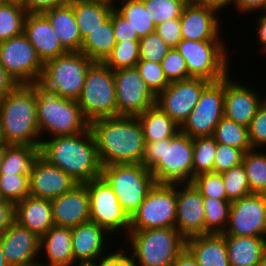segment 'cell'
I'll list each match as a JSON object with an SVG mask.
<instances>
[{
    "instance_id": "1",
    "label": "cell",
    "mask_w": 266,
    "mask_h": 266,
    "mask_svg": "<svg viewBox=\"0 0 266 266\" xmlns=\"http://www.w3.org/2000/svg\"><path fill=\"white\" fill-rule=\"evenodd\" d=\"M89 128L102 166L142 162L146 143L137 117H104L91 121Z\"/></svg>"
},
{
    "instance_id": "2",
    "label": "cell",
    "mask_w": 266,
    "mask_h": 266,
    "mask_svg": "<svg viewBox=\"0 0 266 266\" xmlns=\"http://www.w3.org/2000/svg\"><path fill=\"white\" fill-rule=\"evenodd\" d=\"M39 155L79 184L98 178L102 173L103 166L90 128L76 135L47 137L41 141Z\"/></svg>"
},
{
    "instance_id": "3",
    "label": "cell",
    "mask_w": 266,
    "mask_h": 266,
    "mask_svg": "<svg viewBox=\"0 0 266 266\" xmlns=\"http://www.w3.org/2000/svg\"><path fill=\"white\" fill-rule=\"evenodd\" d=\"M142 164L156 184L191 183L193 179V138L181 130L172 138L145 142Z\"/></svg>"
},
{
    "instance_id": "4",
    "label": "cell",
    "mask_w": 266,
    "mask_h": 266,
    "mask_svg": "<svg viewBox=\"0 0 266 266\" xmlns=\"http://www.w3.org/2000/svg\"><path fill=\"white\" fill-rule=\"evenodd\" d=\"M0 121L7 144L40 146L36 91L30 84H19L0 100Z\"/></svg>"
},
{
    "instance_id": "5",
    "label": "cell",
    "mask_w": 266,
    "mask_h": 266,
    "mask_svg": "<svg viewBox=\"0 0 266 266\" xmlns=\"http://www.w3.org/2000/svg\"><path fill=\"white\" fill-rule=\"evenodd\" d=\"M36 91L37 120L41 141L50 137L76 135L89 128L76 100L60 97L40 80L30 84ZM47 131V133H45Z\"/></svg>"
},
{
    "instance_id": "6",
    "label": "cell",
    "mask_w": 266,
    "mask_h": 266,
    "mask_svg": "<svg viewBox=\"0 0 266 266\" xmlns=\"http://www.w3.org/2000/svg\"><path fill=\"white\" fill-rule=\"evenodd\" d=\"M128 239V240H127ZM130 255L135 266H172L186 248V238L175 228H154L129 232Z\"/></svg>"
},
{
    "instance_id": "7",
    "label": "cell",
    "mask_w": 266,
    "mask_h": 266,
    "mask_svg": "<svg viewBox=\"0 0 266 266\" xmlns=\"http://www.w3.org/2000/svg\"><path fill=\"white\" fill-rule=\"evenodd\" d=\"M101 176L112 187L129 218L156 184L152 173L142 163L103 166Z\"/></svg>"
},
{
    "instance_id": "8",
    "label": "cell",
    "mask_w": 266,
    "mask_h": 266,
    "mask_svg": "<svg viewBox=\"0 0 266 266\" xmlns=\"http://www.w3.org/2000/svg\"><path fill=\"white\" fill-rule=\"evenodd\" d=\"M77 102L89 123L96 119L117 116L113 70L103 62H93L88 68Z\"/></svg>"
},
{
    "instance_id": "9",
    "label": "cell",
    "mask_w": 266,
    "mask_h": 266,
    "mask_svg": "<svg viewBox=\"0 0 266 266\" xmlns=\"http://www.w3.org/2000/svg\"><path fill=\"white\" fill-rule=\"evenodd\" d=\"M226 47L223 40L182 39L175 48L185 59L190 77L216 82L231 72Z\"/></svg>"
},
{
    "instance_id": "10",
    "label": "cell",
    "mask_w": 266,
    "mask_h": 266,
    "mask_svg": "<svg viewBox=\"0 0 266 266\" xmlns=\"http://www.w3.org/2000/svg\"><path fill=\"white\" fill-rule=\"evenodd\" d=\"M92 63L81 51H68L44 63L40 81L60 97L77 101Z\"/></svg>"
},
{
    "instance_id": "11",
    "label": "cell",
    "mask_w": 266,
    "mask_h": 266,
    "mask_svg": "<svg viewBox=\"0 0 266 266\" xmlns=\"http://www.w3.org/2000/svg\"><path fill=\"white\" fill-rule=\"evenodd\" d=\"M176 184H155L130 218L129 232L154 228H175Z\"/></svg>"
},
{
    "instance_id": "12",
    "label": "cell",
    "mask_w": 266,
    "mask_h": 266,
    "mask_svg": "<svg viewBox=\"0 0 266 266\" xmlns=\"http://www.w3.org/2000/svg\"><path fill=\"white\" fill-rule=\"evenodd\" d=\"M86 187L90 201V221L101 226L108 234L110 233L111 237L114 233L117 236L118 232L124 231L126 238L129 233L130 218L118 202L112 187L102 176L87 182Z\"/></svg>"
},
{
    "instance_id": "13",
    "label": "cell",
    "mask_w": 266,
    "mask_h": 266,
    "mask_svg": "<svg viewBox=\"0 0 266 266\" xmlns=\"http://www.w3.org/2000/svg\"><path fill=\"white\" fill-rule=\"evenodd\" d=\"M0 64L18 84L40 80L44 68V63L24 33L0 42Z\"/></svg>"
},
{
    "instance_id": "14",
    "label": "cell",
    "mask_w": 266,
    "mask_h": 266,
    "mask_svg": "<svg viewBox=\"0 0 266 266\" xmlns=\"http://www.w3.org/2000/svg\"><path fill=\"white\" fill-rule=\"evenodd\" d=\"M224 116V78L211 82L180 130L191 138L212 136Z\"/></svg>"
},
{
    "instance_id": "15",
    "label": "cell",
    "mask_w": 266,
    "mask_h": 266,
    "mask_svg": "<svg viewBox=\"0 0 266 266\" xmlns=\"http://www.w3.org/2000/svg\"><path fill=\"white\" fill-rule=\"evenodd\" d=\"M116 86L117 116L137 117L156 103L136 67L113 71Z\"/></svg>"
},
{
    "instance_id": "16",
    "label": "cell",
    "mask_w": 266,
    "mask_h": 266,
    "mask_svg": "<svg viewBox=\"0 0 266 266\" xmlns=\"http://www.w3.org/2000/svg\"><path fill=\"white\" fill-rule=\"evenodd\" d=\"M223 235L266 238V194L252 193L231 202Z\"/></svg>"
},
{
    "instance_id": "17",
    "label": "cell",
    "mask_w": 266,
    "mask_h": 266,
    "mask_svg": "<svg viewBox=\"0 0 266 266\" xmlns=\"http://www.w3.org/2000/svg\"><path fill=\"white\" fill-rule=\"evenodd\" d=\"M210 83L205 79L192 77L170 82L156 96L155 105L181 127L199 101L202 91Z\"/></svg>"
},
{
    "instance_id": "18",
    "label": "cell",
    "mask_w": 266,
    "mask_h": 266,
    "mask_svg": "<svg viewBox=\"0 0 266 266\" xmlns=\"http://www.w3.org/2000/svg\"><path fill=\"white\" fill-rule=\"evenodd\" d=\"M234 80L230 73L224 77V116L248 127L266 98H260L257 89Z\"/></svg>"
},
{
    "instance_id": "19",
    "label": "cell",
    "mask_w": 266,
    "mask_h": 266,
    "mask_svg": "<svg viewBox=\"0 0 266 266\" xmlns=\"http://www.w3.org/2000/svg\"><path fill=\"white\" fill-rule=\"evenodd\" d=\"M29 182L30 196L50 200L67 193L79 184L65 171L48 163L40 155L32 165Z\"/></svg>"
},
{
    "instance_id": "20",
    "label": "cell",
    "mask_w": 266,
    "mask_h": 266,
    "mask_svg": "<svg viewBox=\"0 0 266 266\" xmlns=\"http://www.w3.org/2000/svg\"><path fill=\"white\" fill-rule=\"evenodd\" d=\"M176 191L177 217L175 229L186 239L191 236L205 234V211L201 193L192 183L176 184Z\"/></svg>"
},
{
    "instance_id": "21",
    "label": "cell",
    "mask_w": 266,
    "mask_h": 266,
    "mask_svg": "<svg viewBox=\"0 0 266 266\" xmlns=\"http://www.w3.org/2000/svg\"><path fill=\"white\" fill-rule=\"evenodd\" d=\"M41 238L14 221L0 236V246L9 266H22L38 261Z\"/></svg>"
},
{
    "instance_id": "22",
    "label": "cell",
    "mask_w": 266,
    "mask_h": 266,
    "mask_svg": "<svg viewBox=\"0 0 266 266\" xmlns=\"http://www.w3.org/2000/svg\"><path fill=\"white\" fill-rule=\"evenodd\" d=\"M52 218L55 226L73 228L90 221V201L85 184L51 199Z\"/></svg>"
},
{
    "instance_id": "23",
    "label": "cell",
    "mask_w": 266,
    "mask_h": 266,
    "mask_svg": "<svg viewBox=\"0 0 266 266\" xmlns=\"http://www.w3.org/2000/svg\"><path fill=\"white\" fill-rule=\"evenodd\" d=\"M215 10L192 4L190 1L184 6L180 27L182 39L192 41L222 40L220 37V17Z\"/></svg>"
},
{
    "instance_id": "24",
    "label": "cell",
    "mask_w": 266,
    "mask_h": 266,
    "mask_svg": "<svg viewBox=\"0 0 266 266\" xmlns=\"http://www.w3.org/2000/svg\"><path fill=\"white\" fill-rule=\"evenodd\" d=\"M24 34L43 63L68 52L58 40L51 23L43 13L27 14Z\"/></svg>"
},
{
    "instance_id": "25",
    "label": "cell",
    "mask_w": 266,
    "mask_h": 266,
    "mask_svg": "<svg viewBox=\"0 0 266 266\" xmlns=\"http://www.w3.org/2000/svg\"><path fill=\"white\" fill-rule=\"evenodd\" d=\"M71 235L74 263L95 262L107 254L104 253L108 251L106 243L110 244L107 240L111 241V237L95 222L88 221L71 228Z\"/></svg>"
},
{
    "instance_id": "26",
    "label": "cell",
    "mask_w": 266,
    "mask_h": 266,
    "mask_svg": "<svg viewBox=\"0 0 266 266\" xmlns=\"http://www.w3.org/2000/svg\"><path fill=\"white\" fill-rule=\"evenodd\" d=\"M15 221L40 238L53 226L50 199L27 196L15 204Z\"/></svg>"
},
{
    "instance_id": "27",
    "label": "cell",
    "mask_w": 266,
    "mask_h": 266,
    "mask_svg": "<svg viewBox=\"0 0 266 266\" xmlns=\"http://www.w3.org/2000/svg\"><path fill=\"white\" fill-rule=\"evenodd\" d=\"M186 248L199 266H230L225 236L222 233L191 236L186 239Z\"/></svg>"
},
{
    "instance_id": "28",
    "label": "cell",
    "mask_w": 266,
    "mask_h": 266,
    "mask_svg": "<svg viewBox=\"0 0 266 266\" xmlns=\"http://www.w3.org/2000/svg\"><path fill=\"white\" fill-rule=\"evenodd\" d=\"M40 251L48 259L47 266H71L74 264L71 228L53 226L41 237Z\"/></svg>"
},
{
    "instance_id": "29",
    "label": "cell",
    "mask_w": 266,
    "mask_h": 266,
    "mask_svg": "<svg viewBox=\"0 0 266 266\" xmlns=\"http://www.w3.org/2000/svg\"><path fill=\"white\" fill-rule=\"evenodd\" d=\"M67 51H81L82 39L73 6L69 3L43 12Z\"/></svg>"
},
{
    "instance_id": "30",
    "label": "cell",
    "mask_w": 266,
    "mask_h": 266,
    "mask_svg": "<svg viewBox=\"0 0 266 266\" xmlns=\"http://www.w3.org/2000/svg\"><path fill=\"white\" fill-rule=\"evenodd\" d=\"M224 236L230 266H260L265 237Z\"/></svg>"
},
{
    "instance_id": "31",
    "label": "cell",
    "mask_w": 266,
    "mask_h": 266,
    "mask_svg": "<svg viewBox=\"0 0 266 266\" xmlns=\"http://www.w3.org/2000/svg\"><path fill=\"white\" fill-rule=\"evenodd\" d=\"M82 41L109 16L114 3L108 0H71Z\"/></svg>"
},
{
    "instance_id": "32",
    "label": "cell",
    "mask_w": 266,
    "mask_h": 266,
    "mask_svg": "<svg viewBox=\"0 0 266 266\" xmlns=\"http://www.w3.org/2000/svg\"><path fill=\"white\" fill-rule=\"evenodd\" d=\"M116 43L111 11L110 16L83 40L81 52L93 62H104Z\"/></svg>"
},
{
    "instance_id": "33",
    "label": "cell",
    "mask_w": 266,
    "mask_h": 266,
    "mask_svg": "<svg viewBox=\"0 0 266 266\" xmlns=\"http://www.w3.org/2000/svg\"><path fill=\"white\" fill-rule=\"evenodd\" d=\"M137 118L143 128L145 142L172 138L180 131V126L156 105L148 108Z\"/></svg>"
},
{
    "instance_id": "34",
    "label": "cell",
    "mask_w": 266,
    "mask_h": 266,
    "mask_svg": "<svg viewBox=\"0 0 266 266\" xmlns=\"http://www.w3.org/2000/svg\"><path fill=\"white\" fill-rule=\"evenodd\" d=\"M40 146L10 145L0 165V175H30Z\"/></svg>"
},
{
    "instance_id": "35",
    "label": "cell",
    "mask_w": 266,
    "mask_h": 266,
    "mask_svg": "<svg viewBox=\"0 0 266 266\" xmlns=\"http://www.w3.org/2000/svg\"><path fill=\"white\" fill-rule=\"evenodd\" d=\"M114 8L129 21L139 38L155 32L156 25L150 18L148 9H145L142 0H119L114 3Z\"/></svg>"
},
{
    "instance_id": "36",
    "label": "cell",
    "mask_w": 266,
    "mask_h": 266,
    "mask_svg": "<svg viewBox=\"0 0 266 266\" xmlns=\"http://www.w3.org/2000/svg\"><path fill=\"white\" fill-rule=\"evenodd\" d=\"M27 11L17 1H0V42L24 33Z\"/></svg>"
},
{
    "instance_id": "37",
    "label": "cell",
    "mask_w": 266,
    "mask_h": 266,
    "mask_svg": "<svg viewBox=\"0 0 266 266\" xmlns=\"http://www.w3.org/2000/svg\"><path fill=\"white\" fill-rule=\"evenodd\" d=\"M212 137L217 143L239 148L244 152L252 149L248 127L236 123L225 116L216 125Z\"/></svg>"
},
{
    "instance_id": "38",
    "label": "cell",
    "mask_w": 266,
    "mask_h": 266,
    "mask_svg": "<svg viewBox=\"0 0 266 266\" xmlns=\"http://www.w3.org/2000/svg\"><path fill=\"white\" fill-rule=\"evenodd\" d=\"M252 148L244 153L242 165L251 193L266 194V153Z\"/></svg>"
},
{
    "instance_id": "39",
    "label": "cell",
    "mask_w": 266,
    "mask_h": 266,
    "mask_svg": "<svg viewBox=\"0 0 266 266\" xmlns=\"http://www.w3.org/2000/svg\"><path fill=\"white\" fill-rule=\"evenodd\" d=\"M205 211V234L224 233L231 208L230 200L203 197Z\"/></svg>"
},
{
    "instance_id": "40",
    "label": "cell",
    "mask_w": 266,
    "mask_h": 266,
    "mask_svg": "<svg viewBox=\"0 0 266 266\" xmlns=\"http://www.w3.org/2000/svg\"><path fill=\"white\" fill-rule=\"evenodd\" d=\"M217 142L212 136L193 138V177L213 172Z\"/></svg>"
},
{
    "instance_id": "41",
    "label": "cell",
    "mask_w": 266,
    "mask_h": 266,
    "mask_svg": "<svg viewBox=\"0 0 266 266\" xmlns=\"http://www.w3.org/2000/svg\"><path fill=\"white\" fill-rule=\"evenodd\" d=\"M139 61V40L117 42L111 54L103 62L113 71L133 68Z\"/></svg>"
},
{
    "instance_id": "42",
    "label": "cell",
    "mask_w": 266,
    "mask_h": 266,
    "mask_svg": "<svg viewBox=\"0 0 266 266\" xmlns=\"http://www.w3.org/2000/svg\"><path fill=\"white\" fill-rule=\"evenodd\" d=\"M150 18L157 26L166 20L180 18L189 0H142Z\"/></svg>"
},
{
    "instance_id": "43",
    "label": "cell",
    "mask_w": 266,
    "mask_h": 266,
    "mask_svg": "<svg viewBox=\"0 0 266 266\" xmlns=\"http://www.w3.org/2000/svg\"><path fill=\"white\" fill-rule=\"evenodd\" d=\"M30 196L29 175H0V199L14 202Z\"/></svg>"
},
{
    "instance_id": "44",
    "label": "cell",
    "mask_w": 266,
    "mask_h": 266,
    "mask_svg": "<svg viewBox=\"0 0 266 266\" xmlns=\"http://www.w3.org/2000/svg\"><path fill=\"white\" fill-rule=\"evenodd\" d=\"M227 198L232 202L251 193L246 171L242 164L221 173Z\"/></svg>"
},
{
    "instance_id": "45",
    "label": "cell",
    "mask_w": 266,
    "mask_h": 266,
    "mask_svg": "<svg viewBox=\"0 0 266 266\" xmlns=\"http://www.w3.org/2000/svg\"><path fill=\"white\" fill-rule=\"evenodd\" d=\"M191 183L203 197L229 200L221 173L205 172L193 177Z\"/></svg>"
},
{
    "instance_id": "46",
    "label": "cell",
    "mask_w": 266,
    "mask_h": 266,
    "mask_svg": "<svg viewBox=\"0 0 266 266\" xmlns=\"http://www.w3.org/2000/svg\"><path fill=\"white\" fill-rule=\"evenodd\" d=\"M135 67L155 96L170 84L165 77L161 63L139 60Z\"/></svg>"
},
{
    "instance_id": "47",
    "label": "cell",
    "mask_w": 266,
    "mask_h": 266,
    "mask_svg": "<svg viewBox=\"0 0 266 266\" xmlns=\"http://www.w3.org/2000/svg\"><path fill=\"white\" fill-rule=\"evenodd\" d=\"M171 48L156 31L149 33L139 40V60L161 63Z\"/></svg>"
},
{
    "instance_id": "48",
    "label": "cell",
    "mask_w": 266,
    "mask_h": 266,
    "mask_svg": "<svg viewBox=\"0 0 266 266\" xmlns=\"http://www.w3.org/2000/svg\"><path fill=\"white\" fill-rule=\"evenodd\" d=\"M161 66L165 77L169 82L191 78L189 76L185 59L175 47L171 48L167 55L162 59Z\"/></svg>"
},
{
    "instance_id": "49",
    "label": "cell",
    "mask_w": 266,
    "mask_h": 266,
    "mask_svg": "<svg viewBox=\"0 0 266 266\" xmlns=\"http://www.w3.org/2000/svg\"><path fill=\"white\" fill-rule=\"evenodd\" d=\"M244 153L242 149L217 143L213 172L222 173L242 164Z\"/></svg>"
},
{
    "instance_id": "50",
    "label": "cell",
    "mask_w": 266,
    "mask_h": 266,
    "mask_svg": "<svg viewBox=\"0 0 266 266\" xmlns=\"http://www.w3.org/2000/svg\"><path fill=\"white\" fill-rule=\"evenodd\" d=\"M252 148L266 147V99L258 107L255 116L248 126Z\"/></svg>"
},
{
    "instance_id": "51",
    "label": "cell",
    "mask_w": 266,
    "mask_h": 266,
    "mask_svg": "<svg viewBox=\"0 0 266 266\" xmlns=\"http://www.w3.org/2000/svg\"><path fill=\"white\" fill-rule=\"evenodd\" d=\"M112 27L116 42L127 40H140L136 30L131 27L129 21L121 15L115 8L112 10Z\"/></svg>"
},
{
    "instance_id": "52",
    "label": "cell",
    "mask_w": 266,
    "mask_h": 266,
    "mask_svg": "<svg viewBox=\"0 0 266 266\" xmlns=\"http://www.w3.org/2000/svg\"><path fill=\"white\" fill-rule=\"evenodd\" d=\"M155 31L172 48L182 40L180 18L166 20L157 25Z\"/></svg>"
},
{
    "instance_id": "53",
    "label": "cell",
    "mask_w": 266,
    "mask_h": 266,
    "mask_svg": "<svg viewBox=\"0 0 266 266\" xmlns=\"http://www.w3.org/2000/svg\"><path fill=\"white\" fill-rule=\"evenodd\" d=\"M117 250L111 253L108 251L94 263L96 266H135L133 258L127 254L129 252L126 247H120Z\"/></svg>"
},
{
    "instance_id": "54",
    "label": "cell",
    "mask_w": 266,
    "mask_h": 266,
    "mask_svg": "<svg viewBox=\"0 0 266 266\" xmlns=\"http://www.w3.org/2000/svg\"><path fill=\"white\" fill-rule=\"evenodd\" d=\"M71 0H21L27 13H43L48 9L67 5Z\"/></svg>"
},
{
    "instance_id": "55",
    "label": "cell",
    "mask_w": 266,
    "mask_h": 266,
    "mask_svg": "<svg viewBox=\"0 0 266 266\" xmlns=\"http://www.w3.org/2000/svg\"><path fill=\"white\" fill-rule=\"evenodd\" d=\"M15 203L0 199V236L15 221Z\"/></svg>"
},
{
    "instance_id": "56",
    "label": "cell",
    "mask_w": 266,
    "mask_h": 266,
    "mask_svg": "<svg viewBox=\"0 0 266 266\" xmlns=\"http://www.w3.org/2000/svg\"><path fill=\"white\" fill-rule=\"evenodd\" d=\"M234 4V5H233ZM230 5L236 8L239 13L262 11L266 5V0H231Z\"/></svg>"
},
{
    "instance_id": "57",
    "label": "cell",
    "mask_w": 266,
    "mask_h": 266,
    "mask_svg": "<svg viewBox=\"0 0 266 266\" xmlns=\"http://www.w3.org/2000/svg\"><path fill=\"white\" fill-rule=\"evenodd\" d=\"M19 84L0 64V100L12 92Z\"/></svg>"
},
{
    "instance_id": "58",
    "label": "cell",
    "mask_w": 266,
    "mask_h": 266,
    "mask_svg": "<svg viewBox=\"0 0 266 266\" xmlns=\"http://www.w3.org/2000/svg\"><path fill=\"white\" fill-rule=\"evenodd\" d=\"M192 4L207 7L215 10L216 12H220L221 9H226V6H230L231 0H189Z\"/></svg>"
},
{
    "instance_id": "59",
    "label": "cell",
    "mask_w": 266,
    "mask_h": 266,
    "mask_svg": "<svg viewBox=\"0 0 266 266\" xmlns=\"http://www.w3.org/2000/svg\"><path fill=\"white\" fill-rule=\"evenodd\" d=\"M172 266H199L195 257L185 248L175 259Z\"/></svg>"
},
{
    "instance_id": "60",
    "label": "cell",
    "mask_w": 266,
    "mask_h": 266,
    "mask_svg": "<svg viewBox=\"0 0 266 266\" xmlns=\"http://www.w3.org/2000/svg\"><path fill=\"white\" fill-rule=\"evenodd\" d=\"M257 22V40H259L258 42L261 43V47L263 49V53L266 54V15H261L260 17H258V19H256ZM263 45V46H262Z\"/></svg>"
},
{
    "instance_id": "61",
    "label": "cell",
    "mask_w": 266,
    "mask_h": 266,
    "mask_svg": "<svg viewBox=\"0 0 266 266\" xmlns=\"http://www.w3.org/2000/svg\"><path fill=\"white\" fill-rule=\"evenodd\" d=\"M9 146H10L9 144H0V165H1L2 162H3V159H4V155H5L6 149H7Z\"/></svg>"
},
{
    "instance_id": "62",
    "label": "cell",
    "mask_w": 266,
    "mask_h": 266,
    "mask_svg": "<svg viewBox=\"0 0 266 266\" xmlns=\"http://www.w3.org/2000/svg\"><path fill=\"white\" fill-rule=\"evenodd\" d=\"M0 266H9L0 246Z\"/></svg>"
},
{
    "instance_id": "63",
    "label": "cell",
    "mask_w": 266,
    "mask_h": 266,
    "mask_svg": "<svg viewBox=\"0 0 266 266\" xmlns=\"http://www.w3.org/2000/svg\"><path fill=\"white\" fill-rule=\"evenodd\" d=\"M0 144H7V141L5 140V136L3 133L1 121H0Z\"/></svg>"
},
{
    "instance_id": "64",
    "label": "cell",
    "mask_w": 266,
    "mask_h": 266,
    "mask_svg": "<svg viewBox=\"0 0 266 266\" xmlns=\"http://www.w3.org/2000/svg\"><path fill=\"white\" fill-rule=\"evenodd\" d=\"M71 266H96L94 262L74 263Z\"/></svg>"
},
{
    "instance_id": "65",
    "label": "cell",
    "mask_w": 266,
    "mask_h": 266,
    "mask_svg": "<svg viewBox=\"0 0 266 266\" xmlns=\"http://www.w3.org/2000/svg\"><path fill=\"white\" fill-rule=\"evenodd\" d=\"M260 266H266V246L263 250V254H262V259H261V264Z\"/></svg>"
},
{
    "instance_id": "66",
    "label": "cell",
    "mask_w": 266,
    "mask_h": 266,
    "mask_svg": "<svg viewBox=\"0 0 266 266\" xmlns=\"http://www.w3.org/2000/svg\"><path fill=\"white\" fill-rule=\"evenodd\" d=\"M22 266H47L46 264H44L43 262H33V263H30V264H26V265H22Z\"/></svg>"
},
{
    "instance_id": "67",
    "label": "cell",
    "mask_w": 266,
    "mask_h": 266,
    "mask_svg": "<svg viewBox=\"0 0 266 266\" xmlns=\"http://www.w3.org/2000/svg\"><path fill=\"white\" fill-rule=\"evenodd\" d=\"M0 1H17V2H21V0H0Z\"/></svg>"
},
{
    "instance_id": "68",
    "label": "cell",
    "mask_w": 266,
    "mask_h": 266,
    "mask_svg": "<svg viewBox=\"0 0 266 266\" xmlns=\"http://www.w3.org/2000/svg\"><path fill=\"white\" fill-rule=\"evenodd\" d=\"M262 11H263L262 14L265 13L263 15H266V5H265V7H264V9Z\"/></svg>"
},
{
    "instance_id": "69",
    "label": "cell",
    "mask_w": 266,
    "mask_h": 266,
    "mask_svg": "<svg viewBox=\"0 0 266 266\" xmlns=\"http://www.w3.org/2000/svg\"><path fill=\"white\" fill-rule=\"evenodd\" d=\"M108 1H111V2L115 3V2L118 1V0H108Z\"/></svg>"
}]
</instances>
